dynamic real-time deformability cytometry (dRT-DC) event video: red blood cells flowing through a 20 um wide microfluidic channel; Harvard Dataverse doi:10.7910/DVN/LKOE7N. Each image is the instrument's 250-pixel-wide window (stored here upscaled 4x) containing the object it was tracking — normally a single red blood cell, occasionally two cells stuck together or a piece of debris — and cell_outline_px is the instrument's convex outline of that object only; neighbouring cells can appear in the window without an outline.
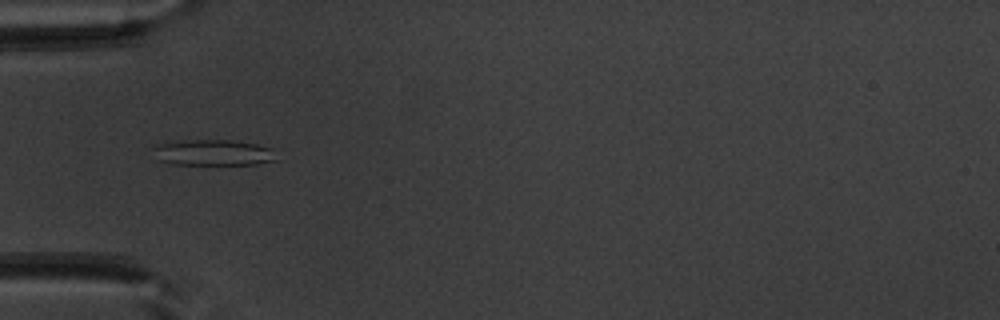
{"species": "common noctule bat (a hibernating species)", "species_latin": "Nyctalus noctula", "temperature_condition": "warm", "stored_images_in_passage": 35, "camera_frame_rate_fps": 3000, "um_per_image_px": 0.085, "animal": {"sex": "male", "body_mass_g": 20.1, "forearm_length_mm": 53.5}, "frame": {"image": 1, "passage_image": 1, "time_ms": 0.0, "image_size_px": [1000, 320], "cell_outline_px": [[276, 160], [256, 164], [172, 164], [160, 160], [152, 148], [152, 144], [184, 140], [232, 140], [256, 144], [272, 148]], "centroid_in_image_um": [18.09, 12.96], "position_along_channel_um": 66.9, "area_um2": 18.55}}
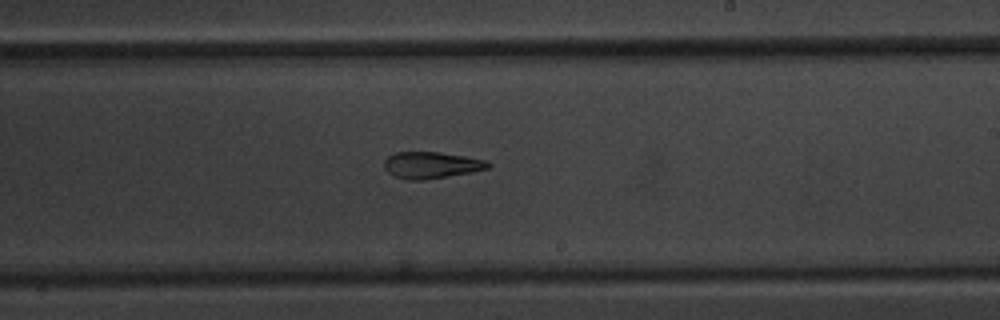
{"frame": {"image": 2, "passage_image": 15, "time_ms": 4.667, "image_size_px": [1000, 320], "cell_outline_px": [[492, 164], [488, 168], [472, 172], [424, 180], [404, 180], [388, 172], [384, 168], [384, 160], [388, 156], [396, 152], [440, 152], [464, 156], [484, 160]], "centroid_in_image_um": [36.64, 14.03], "position_along_channel_um": 252.4, "area_um2": 16.07}}
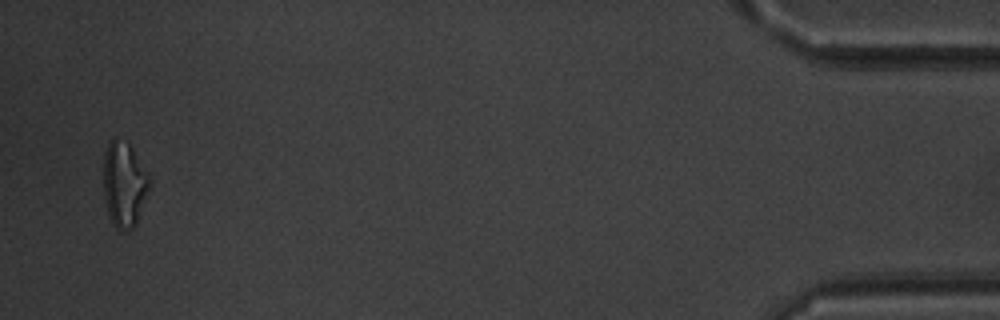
{"frame": {"image": 3, "passage_image": 34, "time_ms": 11.0, "image_size_px": [1000, 320], "cell_outline_px": [[152, 184], [136, 224], [132, 228], [124, 232], [120, 232], [112, 224], [104, 200], [104, 152], [108, 140], [112, 136], [116, 136], [128, 144], [132, 148], [152, 180]], "centroid_in_image_um": [10.56, 15.66], "position_along_channel_um": 424.6, "area_um2": 23.35}, "authors_computed_cell_mechanics": {"area_um2": 16.9932, "velocity_mm_per_s": 3.9839, "shape_relaxation_time_tau1_ms": null, "shape_relaxation_time_tau2_ms": 4.0919, "deformation_change_tau1": null, "deformation_change_tau2": 0.1385}}